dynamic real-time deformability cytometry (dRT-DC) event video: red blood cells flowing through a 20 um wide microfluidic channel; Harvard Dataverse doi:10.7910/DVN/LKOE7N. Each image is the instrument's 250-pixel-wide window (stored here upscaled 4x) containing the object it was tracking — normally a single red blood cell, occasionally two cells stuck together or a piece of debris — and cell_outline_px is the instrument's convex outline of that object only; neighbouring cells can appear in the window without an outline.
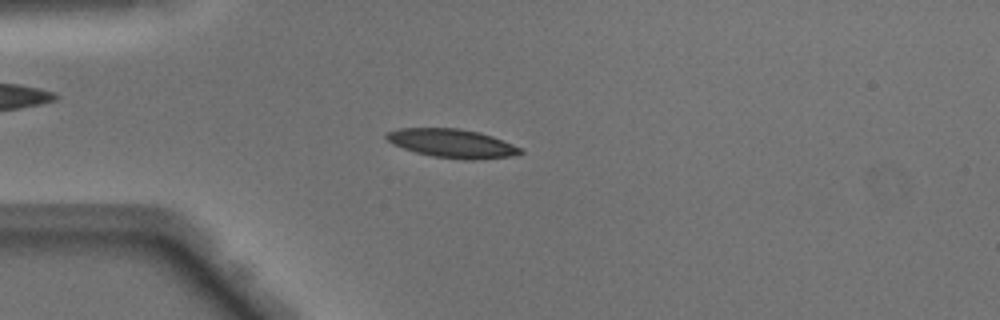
{"species": "Egyptian fruit bat (a non-hibernating species)", "species_latin": "Rousettus aegyptiacus", "temperature_condition": "warm", "stored_images_in_passage": 48, "camera_frame_rate_fps": 3000, "um_per_image_px": 0.085, "animal": {"sex": "male"}, "frame": {"image": 1, "passage_image": 12, "time_ms": 3.667, "image_size_px": [1000, 320], "cell_outline_px": [[524, 152], [508, 156], [472, 160], [468, 160], [432, 156], [416, 152], [392, 144], [384, 136], [384, 132], [400, 128], [460, 128], [480, 132], [492, 136], [512, 144], [520, 148]], "centroid_in_image_um": [38.38, 12.17], "position_along_channel_um": 46.6, "area_um2": 22.25}}
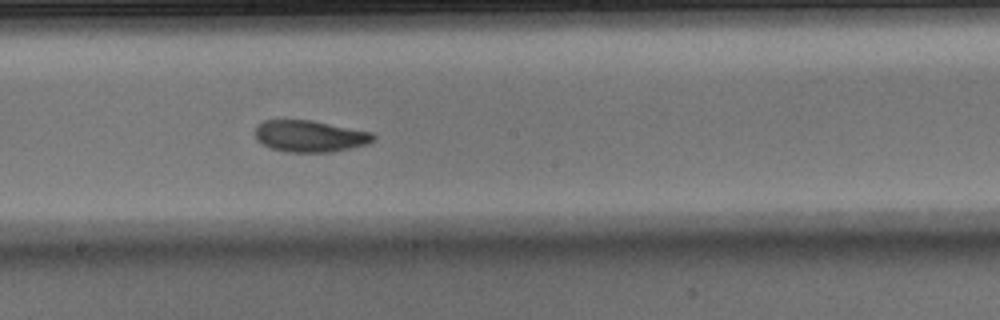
{"frame": {"image": 2, "passage_image": 26, "time_ms": 8.333, "image_size_px": [1000, 320], "cell_outline_px": [[376, 140], [368, 144], [332, 152], [284, 152], [272, 148], [256, 140], [256, 124], [264, 120], [312, 120], [372, 132], [376, 136]], "centroid_in_image_um": [26.36, 11.57], "position_along_channel_um": 221.8, "area_um2": 21.91}}
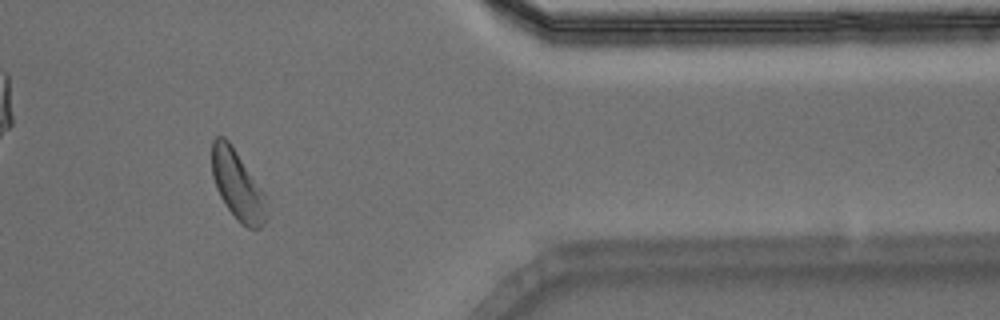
{"frame": {"image": 3, "passage_image": 40, "time_ms": 13.0, "image_size_px": [1000, 320], "cell_outline_px": [[268, 216], [264, 224], [260, 228], [248, 228], [240, 224], [236, 220], [224, 204], [216, 188], [212, 176], [212, 140], [216, 136], [224, 136], [228, 140], [264, 192]], "centroid_in_image_um": [20.18, 15.77], "position_along_channel_um": 391.2, "area_um2": 22.2}, "authors_computed_cell_mechanics": {"area_um2": 22.0507, "velocity_mm_per_s": 4.0929, "shape_relaxation_time_tau1_ms": 3.763, "shape_relaxation_time_tau2_ms": 2.4348, "deformation_change_tau1": 0.1378, "deformation_change_tau2": 0.0896}}